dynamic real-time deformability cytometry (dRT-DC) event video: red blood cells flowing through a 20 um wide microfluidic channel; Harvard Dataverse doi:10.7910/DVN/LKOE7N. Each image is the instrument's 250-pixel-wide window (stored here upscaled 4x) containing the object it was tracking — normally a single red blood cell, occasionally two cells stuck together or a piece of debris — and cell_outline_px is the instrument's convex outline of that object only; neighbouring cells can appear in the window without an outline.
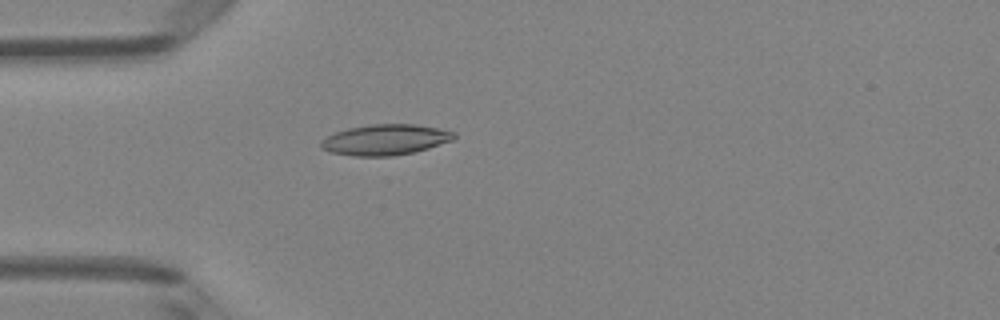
{"species": "Egyptian fruit bat (a non-hibernating species)", "species_latin": "Rousettus aegyptiacus", "temperature_condition": "room temperature", "stored_images_in_passage": 4, "camera_frame_rate_fps": 3000, "um_per_image_px": 0.085, "animal": {"sex": "female"}, "frame": {"image": 1, "passage_image": 4, "time_ms": 4.333, "image_size_px": [1000, 320], "cell_outline_px": [[456, 136], [452, 140], [428, 148], [412, 152], [392, 156], [352, 156], [332, 152], [320, 148], [320, 140], [336, 132], [348, 128], [372, 124], [416, 124], [456, 132]], "centroid_in_image_um": [32.73, 11.87], "position_along_channel_um": 52.3, "area_um2": 23.64}}